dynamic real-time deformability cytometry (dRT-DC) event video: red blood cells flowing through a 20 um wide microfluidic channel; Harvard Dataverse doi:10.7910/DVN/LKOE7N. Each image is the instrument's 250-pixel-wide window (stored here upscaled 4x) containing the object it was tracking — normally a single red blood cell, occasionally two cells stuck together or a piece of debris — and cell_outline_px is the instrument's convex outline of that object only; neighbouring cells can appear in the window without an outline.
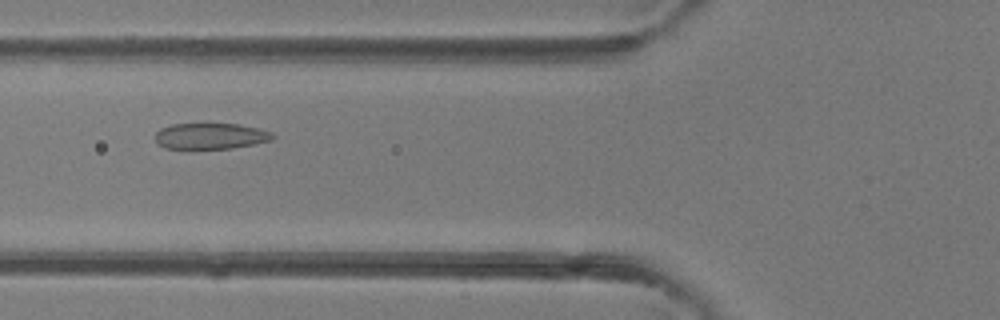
{"species": "common noctule bat (a hibernating species)", "species_latin": "Nyctalus noctula", "temperature_condition": "room temperature", "stored_images_in_passage": 3, "camera_frame_rate_fps": 3000, "um_per_image_px": 0.085, "animal": {"sex": "female"}, "frame": {"image": 1, "passage_image": 3, "time_ms": 2.333, "image_size_px": [1000, 320], "cell_outline_px": [[276, 136], [272, 140], [256, 144], [232, 148], [164, 148], [156, 140], [156, 132], [160, 128], [172, 124], [240, 124], [272, 132]], "centroid_in_image_um": [17.94, 11.56], "position_along_channel_um": 107.9, "area_um2": 17.69}}